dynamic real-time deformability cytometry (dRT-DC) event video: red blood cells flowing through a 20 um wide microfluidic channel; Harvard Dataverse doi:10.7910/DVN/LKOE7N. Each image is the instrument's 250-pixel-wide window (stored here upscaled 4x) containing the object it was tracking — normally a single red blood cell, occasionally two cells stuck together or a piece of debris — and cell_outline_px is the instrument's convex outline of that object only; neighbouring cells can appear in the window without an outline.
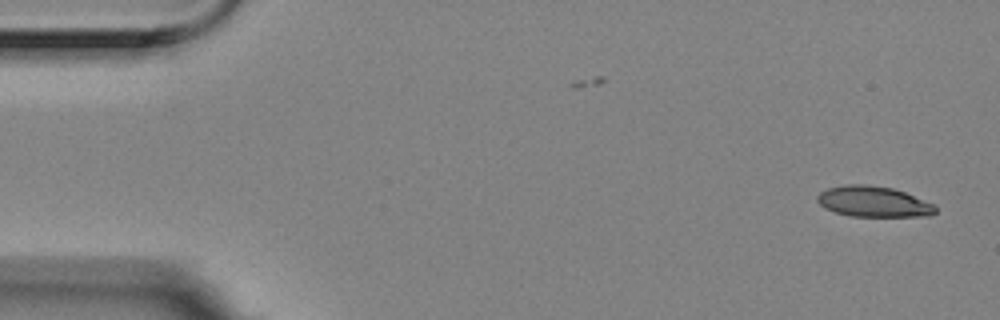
{"species": "Egyptian fruit bat (a non-hibernating species)", "species_latin": "Rousettus aegyptiacus", "temperature_condition": "room temperature", "stored_images_in_passage": 4, "camera_frame_rate_fps": 3000, "um_per_image_px": 0.085, "animal": {"sex": "female"}, "frame": {"image": 1, "passage_image": 1, "time_ms": 0.0, "image_size_px": [1000, 320], "cell_outline_px": [[936, 212], [932, 216], [852, 216], [836, 212], [824, 208], [816, 200], [816, 196], [820, 192], [828, 188], [848, 184], [864, 184], [892, 188], [904, 192], [932, 204], [936, 208]], "centroid_in_image_um": [74.21, 17.14], "position_along_channel_um": 10.8, "area_um2": 20.92}}
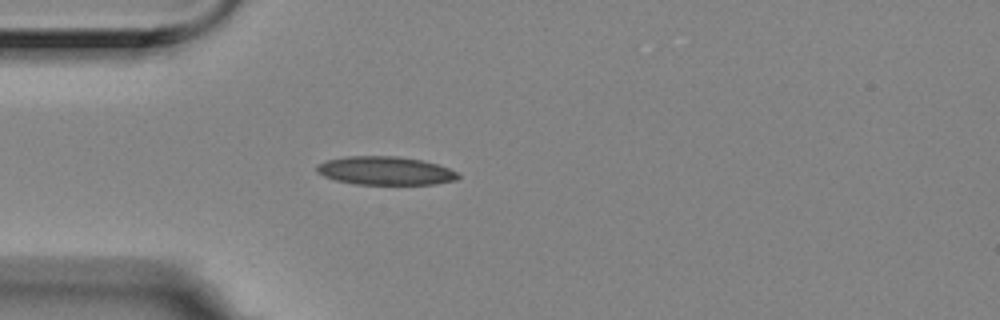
{"frame": {"image": 2, "passage_image": 4, "time_ms": 1.0, "image_size_px": [1000, 320], "cell_outline_px": [[460, 176], [456, 180], [436, 184], [356, 184], [336, 180], [324, 176], [316, 172], [316, 164], [324, 160], [344, 156], [400, 156], [420, 160], [436, 164], [448, 168], [456, 172]], "centroid_in_image_um": [32.7, 14.5], "position_along_channel_um": 52.3, "area_um2": 23.47}}